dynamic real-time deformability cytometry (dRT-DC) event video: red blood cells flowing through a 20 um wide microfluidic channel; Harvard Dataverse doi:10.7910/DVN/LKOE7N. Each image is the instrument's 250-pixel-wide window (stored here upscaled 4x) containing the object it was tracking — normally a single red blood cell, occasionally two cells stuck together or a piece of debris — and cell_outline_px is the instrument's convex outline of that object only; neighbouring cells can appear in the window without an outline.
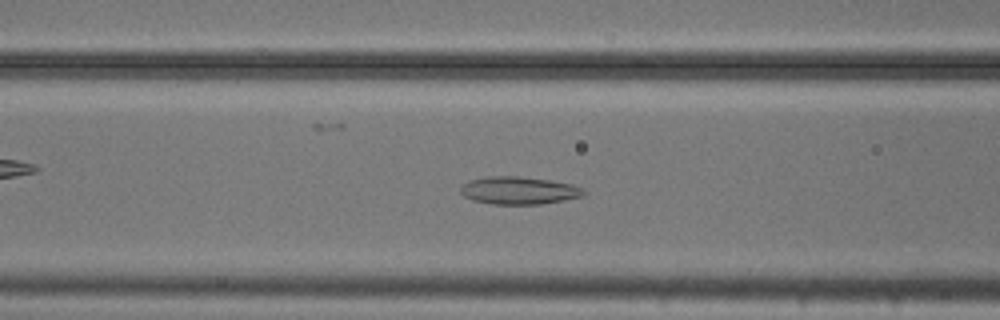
{"species": "common noctule bat (a hibernating species)", "species_latin": "Nyctalus noctula", "temperature_condition": "cold", "stored_images_in_passage": 53, "camera_frame_rate_fps": 3000, "um_per_image_px": 0.085, "animal": {"sex": "male", "body_mass_g": 20.5, "forearm_length_mm": 52.5}, "frame": {"image": 1, "passage_image": 21, "time_ms": 6.667, "image_size_px": [1000, 320], "cell_outline_px": [[588, 192], [584, 196], [564, 200], [540, 204], [492, 204], [472, 200], [464, 196], [460, 192], [460, 188], [468, 180], [488, 176], [516, 176], [548, 180], [572, 184], [584, 188]], "centroid_in_image_um": [44.12, 16.19], "position_along_channel_um": 122.5, "area_um2": 19.94}}
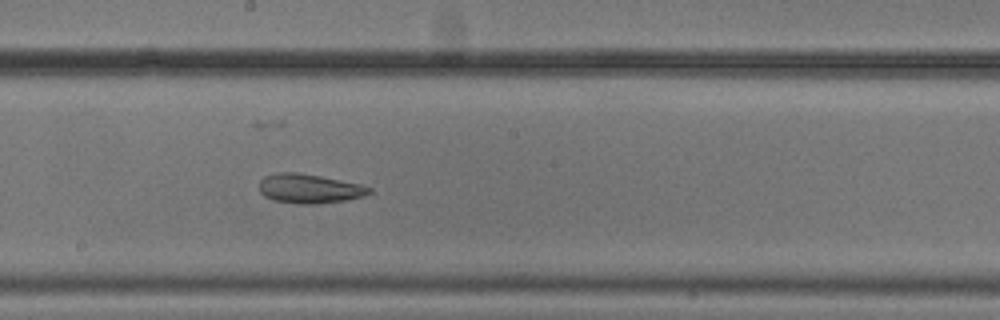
{"frame": {"image": 2, "passage_image": 29, "time_ms": 9.333, "image_size_px": [1000, 320], "cell_outline_px": [[372, 192], [364, 196], [344, 200], [316, 204], [300, 204], [272, 200], [264, 196], [260, 192], [260, 180], [264, 176], [276, 172], [296, 172], [320, 176], [360, 184], [372, 188]], "centroid_in_image_um": [26.27, 16.03], "position_along_channel_um": 221.9, "area_um2": 18.79}}
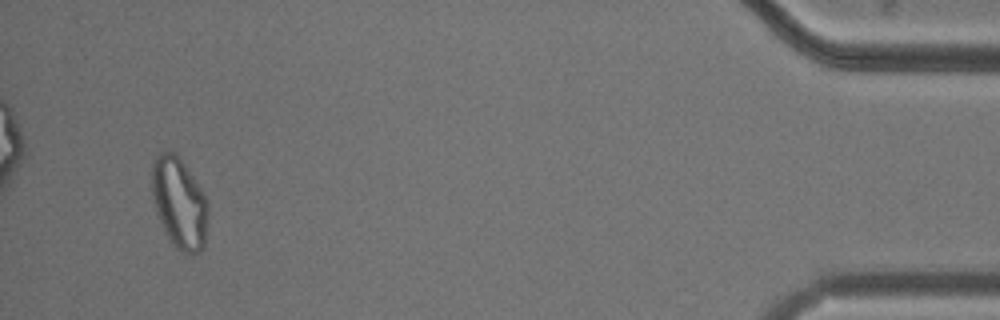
{"frame": {"image": 3, "passage_image": 51, "time_ms": 16.667, "image_size_px": [1000, 320], "cell_outline_px": [[208, 216], [204, 244], [200, 252], [192, 256], [180, 252], [176, 248], [164, 232], [156, 212], [152, 200], [152, 160], [156, 152], [164, 148], [176, 152], [204, 192], [208, 204]], "centroid_in_image_um": [15.22, 17.22], "position_along_channel_um": 420.0, "area_um2": 30.63}, "authors_computed_cell_mechanics": {"area_um2": 24.854, "velocity_mm_per_s": 3.7162, "shape_relaxation_time_tau1_ms": null, "shape_relaxation_time_tau2_ms": 3.637, "deformation_change_tau1": null, "deformation_change_tau2": 0.1051}}